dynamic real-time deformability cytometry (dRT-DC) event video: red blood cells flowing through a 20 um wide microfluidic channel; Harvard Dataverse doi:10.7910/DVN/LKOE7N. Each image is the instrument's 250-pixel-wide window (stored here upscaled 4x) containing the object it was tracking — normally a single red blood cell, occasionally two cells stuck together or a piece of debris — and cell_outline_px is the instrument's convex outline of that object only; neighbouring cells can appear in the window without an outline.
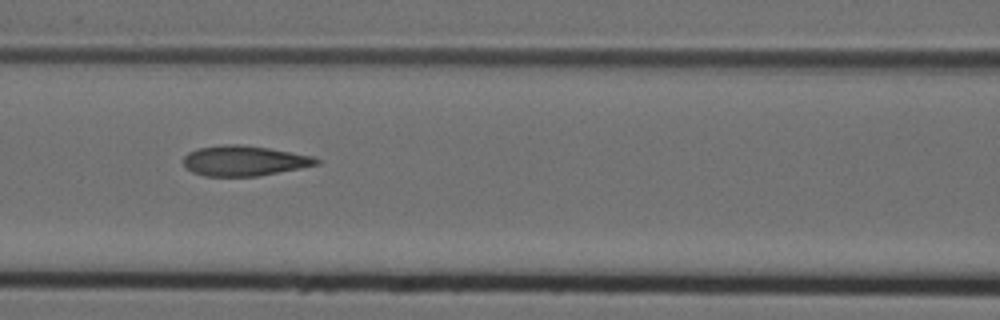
{"species": "Egyptian fruit bat (a non-hibernating species)", "species_latin": "Rousettus aegyptiacus", "temperature_condition": "cold", "stored_images_in_passage": 8, "camera_frame_rate_fps": 3000, "um_per_image_px": 0.085, "animal": {"sex": "female"}, "frame": {"image": 1, "passage_image": 7, "time_ms": 2.0, "image_size_px": [1000, 320], "cell_outline_px": [[320, 164], [260, 176], [204, 176], [192, 172], [184, 168], [184, 156], [188, 152], [200, 148], [224, 144], [240, 144], [268, 148], [316, 156], [320, 160]], "centroid_in_image_um": [20.77, 13.67], "position_along_channel_um": 145.8, "area_um2": 23.58}}
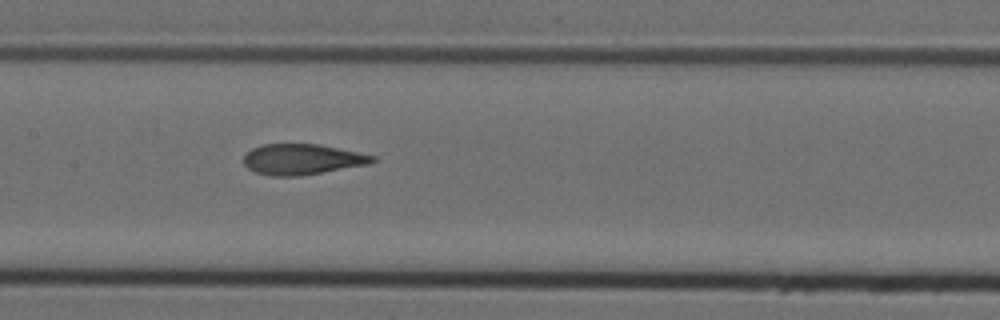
{"frame": {"image": 2, "passage_image": 8, "time_ms": 2.333, "image_size_px": [1000, 320], "cell_outline_px": [[376, 160], [372, 164], [300, 176], [268, 176], [256, 172], [248, 168], [244, 164], [244, 152], [252, 148], [264, 144], [320, 144], [376, 156]], "centroid_in_image_um": [25.69, 13.54], "position_along_channel_um": 181.7, "area_um2": 23.24}}